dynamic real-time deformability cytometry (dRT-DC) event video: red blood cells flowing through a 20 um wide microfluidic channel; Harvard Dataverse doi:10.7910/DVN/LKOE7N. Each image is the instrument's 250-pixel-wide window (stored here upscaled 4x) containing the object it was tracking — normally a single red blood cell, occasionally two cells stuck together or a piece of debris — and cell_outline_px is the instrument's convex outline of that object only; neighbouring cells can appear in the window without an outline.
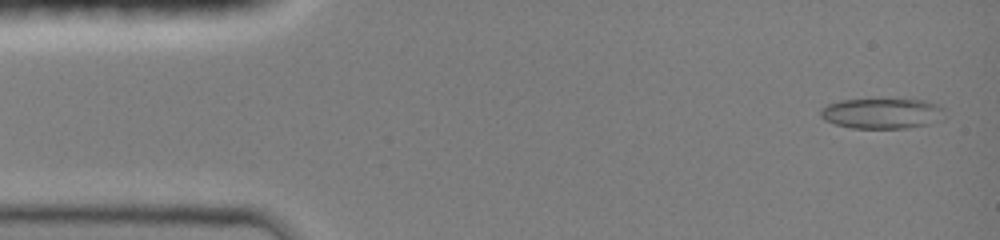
{"species": "common noctule bat (a hibernating species)", "species_latin": "Nyctalus noctula", "temperature_condition": "room temperature", "stored_images_in_passage": 4, "camera_frame_rate_fps": 3000, "um_per_image_px": 0.085, "animal": {"sex": "female", "body_mass_g": 19.0, "forearm_length_mm": 51.5}, "frame": {"image": 1, "passage_image": 1, "time_ms": 0.0, "image_size_px": [1000, 240], "cell_outline_px": [[944, 108], [940, 120], [928, 124], [908, 128], [852, 128], [836, 124], [824, 120], [820, 116], [820, 108], [828, 104], [840, 100], [880, 96], [928, 100], [940, 104]], "centroid_in_image_um": [74.97, 9.57], "position_along_channel_um": 10.0, "area_um2": 23.24}}
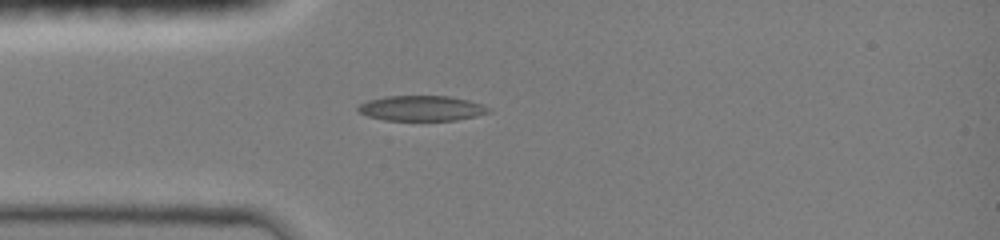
{"frame": {"image": 2, "passage_image": 4, "time_ms": 3.333, "image_size_px": [1000, 240], "cell_outline_px": [[492, 112], [476, 116], [456, 120], [384, 120], [368, 116], [360, 112], [356, 108], [360, 104], [368, 100], [388, 96], [448, 96], [468, 100], [492, 108]], "centroid_in_image_um": [35.86, 9.2], "position_along_channel_um": 49.1, "area_um2": 19.13}}